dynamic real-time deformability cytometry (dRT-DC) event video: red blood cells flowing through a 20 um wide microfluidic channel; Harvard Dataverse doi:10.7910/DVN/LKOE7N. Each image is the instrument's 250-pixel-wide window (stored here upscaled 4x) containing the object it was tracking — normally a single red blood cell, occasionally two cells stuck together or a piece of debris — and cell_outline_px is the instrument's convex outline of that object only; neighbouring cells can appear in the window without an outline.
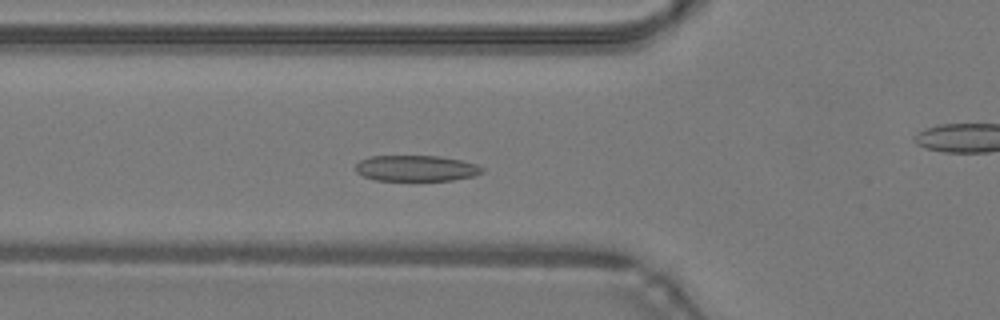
{"species": "common noctule bat (a hibernating species)", "species_latin": "Nyctalus noctula", "temperature_condition": "warm", "stored_images_in_passage": 45, "camera_frame_rate_fps": 3000, "um_per_image_px": 0.085, "animal": {"sex": "male", "body_mass_g": 19.2, "forearm_length_mm": 51.8}, "frame": {"image": 1, "passage_image": 13, "time_ms": 4.0, "image_size_px": [1000, 320], "cell_outline_px": [[484, 172], [472, 176], [452, 180], [376, 180], [364, 176], [356, 172], [356, 164], [360, 160], [372, 156], [440, 156], [460, 160], [476, 164], [484, 168]], "centroid_in_image_um": [35.38, 14.3], "position_along_channel_um": 90.4, "area_um2": 18.96}}
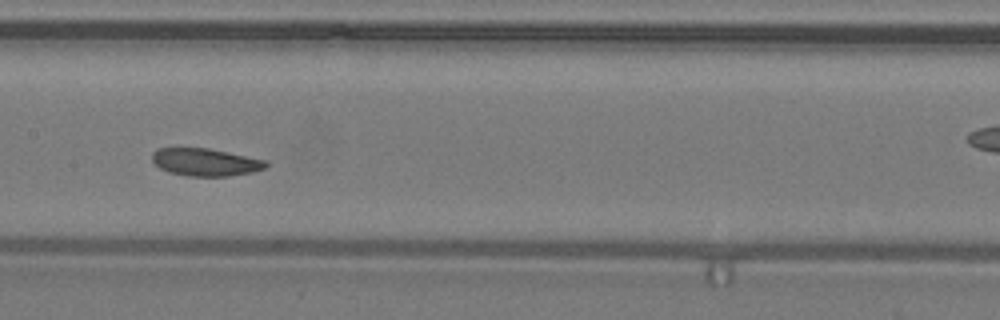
{"frame": {"image": 2, "passage_image": 20, "time_ms": 6.333, "image_size_px": [1000, 320], "cell_outline_px": [[268, 164], [264, 168], [252, 172], [228, 176], [188, 176], [168, 172], [160, 168], [152, 160], [152, 152], [156, 148], [208, 148], [268, 160]], "centroid_in_image_um": [17.46, 13.78], "position_along_channel_um": 189.9, "area_um2": 18.32}}
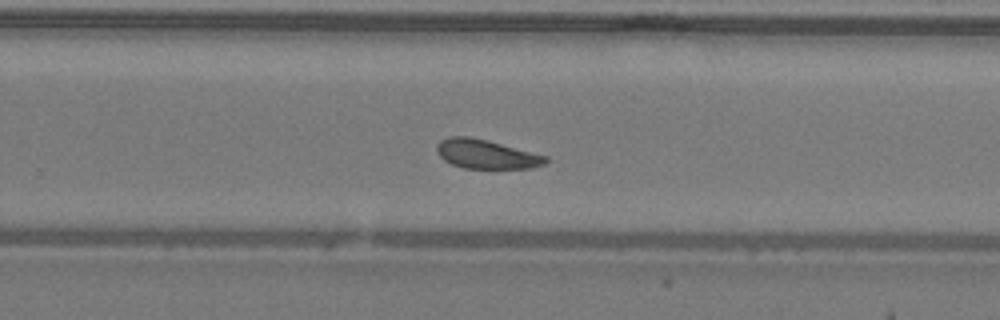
{"frame": {"image": 3, "passage_image": 27, "time_ms": 8.667, "image_size_px": [1000, 320], "cell_outline_px": [[548, 160], [544, 164], [532, 168], [464, 168], [452, 164], [444, 160], [436, 152], [436, 144], [440, 140], [448, 136], [468, 136], [488, 140], [548, 156]], "centroid_in_image_um": [41.31, 13.09], "position_along_channel_um": 288.5, "area_um2": 18.55}, "authors_computed_cell_mechanics": {"area_um2": 19.074, "velocity_mm_per_s": 4.2415, "shape_relaxation_time_tau1_ms": 4.8787, "shape_relaxation_time_tau2_ms": 3.8883, "deformation_change_tau1": 0.1095, "deformation_change_tau2": 0.1046}}